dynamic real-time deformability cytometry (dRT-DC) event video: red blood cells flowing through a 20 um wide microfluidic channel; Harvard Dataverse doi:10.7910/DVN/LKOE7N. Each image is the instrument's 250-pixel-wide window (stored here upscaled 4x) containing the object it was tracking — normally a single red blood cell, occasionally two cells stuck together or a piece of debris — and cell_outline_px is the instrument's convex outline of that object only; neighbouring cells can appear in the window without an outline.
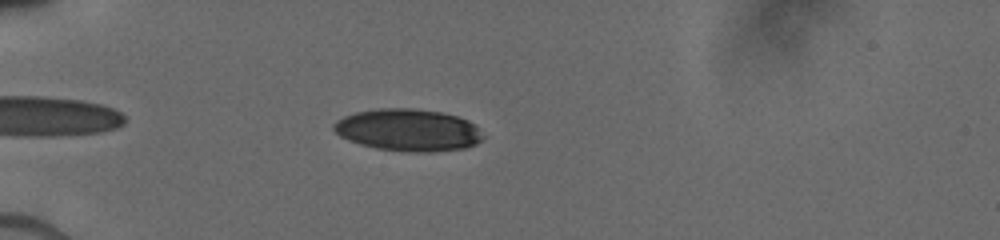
{"species": "human", "species_latin": "Homo sapiens", "temperature_condition": "cold", "stored_images_in_passage": 14, "camera_frame_rate_fps": 3000, "um_per_image_px": 0.085, "donor": {"sex": "male"}, "frame": {"image": 1, "passage_image": 6, "time_ms": 1.667, "image_size_px": [1000, 240], "cell_outline_px": [[484, 136], [476, 144], [464, 148], [432, 152], [408, 152], [376, 148], [360, 144], [340, 136], [332, 128], [332, 124], [336, 120], [344, 116], [356, 112], [376, 108], [416, 108], [440, 112], [456, 116], [468, 120], [476, 124]], "centroid_in_image_um": [34.69, 11.05], "position_along_channel_um": 50.3, "area_um2": 36.82}}
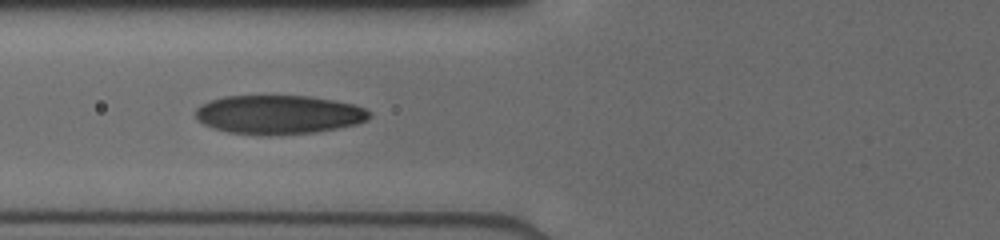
{"frame": {"image": 2, "passage_image": 13, "time_ms": 3.667, "image_size_px": [1000, 240], "cell_outline_px": [[372, 116], [368, 120], [356, 124], [336, 128], [312, 132], [268, 136], [260, 136], [228, 132], [212, 128], [196, 120], [196, 108], [200, 104], [224, 96], [308, 96], [332, 100], [352, 104], [364, 108], [372, 112]], "centroid_in_image_um": [23.66, 9.75], "position_along_channel_um": 102.1, "area_um2": 39.59}}